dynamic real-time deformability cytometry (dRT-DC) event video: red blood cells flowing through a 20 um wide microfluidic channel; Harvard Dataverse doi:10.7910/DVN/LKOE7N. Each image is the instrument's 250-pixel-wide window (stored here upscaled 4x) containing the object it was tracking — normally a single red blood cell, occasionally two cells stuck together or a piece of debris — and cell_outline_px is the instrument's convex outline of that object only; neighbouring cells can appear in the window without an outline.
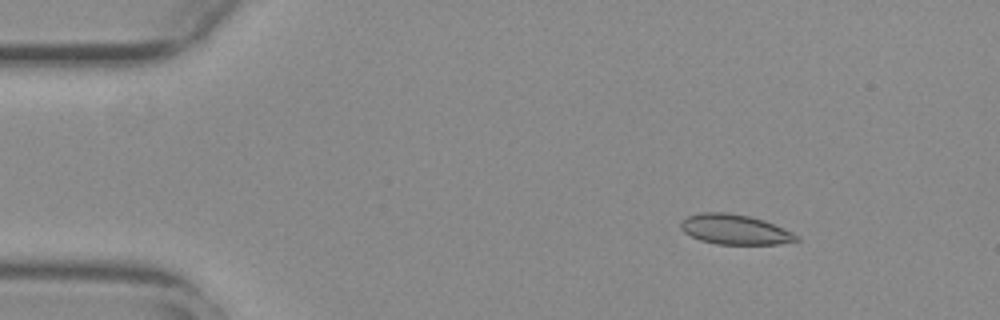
{"species": "common noctule bat (a hibernating species)", "species_latin": "Nyctalus noctula", "temperature_condition": "warm", "stored_images_in_passage": 55, "camera_frame_rate_fps": 3000, "um_per_image_px": 0.085, "animal": {"sex": "female", "body_mass_g": 29.2, "forearm_length_mm": 56.3}, "frame": {"image": 1, "passage_image": 8, "time_ms": 2.333, "image_size_px": [1000, 320], "cell_outline_px": [[800, 240], [780, 244], [716, 244], [700, 240], [684, 232], [680, 228], [680, 220], [688, 216], [700, 212], [728, 212], [748, 216], [764, 220], [784, 228], [800, 236]], "centroid_in_image_um": [62.46, 19.5], "position_along_channel_um": 22.5, "area_um2": 20.35}}
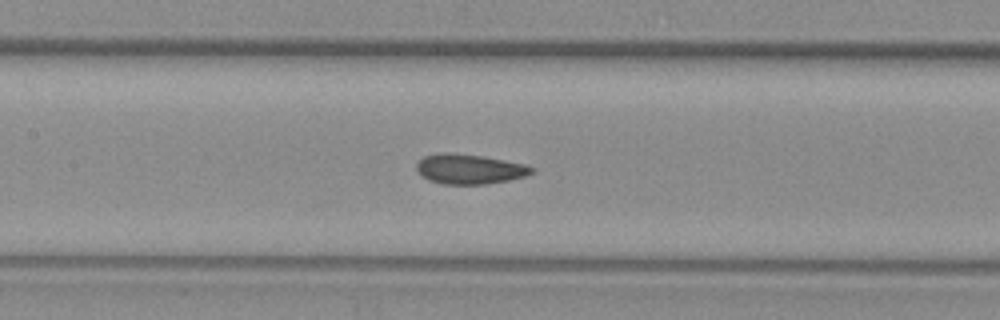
{"frame": {"image": 2, "passage_image": 26, "time_ms": 8.333, "image_size_px": [1000, 320], "cell_outline_px": [[536, 172], [524, 176], [508, 180], [484, 184], [444, 184], [428, 180], [420, 176], [416, 168], [416, 164], [424, 156], [444, 152], [448, 152], [484, 156], [524, 164], [536, 168]], "centroid_in_image_um": [39.9, 14.37], "position_along_channel_um": 167.5, "area_um2": 20.11}}
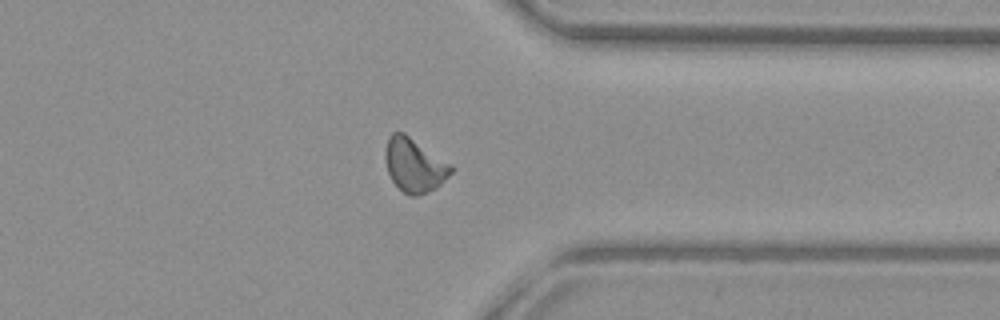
{"frame": {"image": 3, "passage_image": 43, "time_ms": 14.0, "image_size_px": [1000, 320], "cell_outline_px": [[452, 172], [436, 188], [416, 196], [408, 196], [392, 180], [388, 172], [384, 160], [384, 152], [388, 136], [392, 132], [404, 132], [452, 164]], "centroid_in_image_um": [35.2, 14.01], "position_along_channel_um": 376.2, "area_um2": 20.69}, "authors_computed_cell_mechanics": {"area_um2": 20.0566, "velocity_mm_per_s": 3.7807, "shape_relaxation_time_tau1_ms": null, "shape_relaxation_time_tau2_ms": 1.4714, "deformation_change_tau1": null, "deformation_change_tau2": 0.0566}}